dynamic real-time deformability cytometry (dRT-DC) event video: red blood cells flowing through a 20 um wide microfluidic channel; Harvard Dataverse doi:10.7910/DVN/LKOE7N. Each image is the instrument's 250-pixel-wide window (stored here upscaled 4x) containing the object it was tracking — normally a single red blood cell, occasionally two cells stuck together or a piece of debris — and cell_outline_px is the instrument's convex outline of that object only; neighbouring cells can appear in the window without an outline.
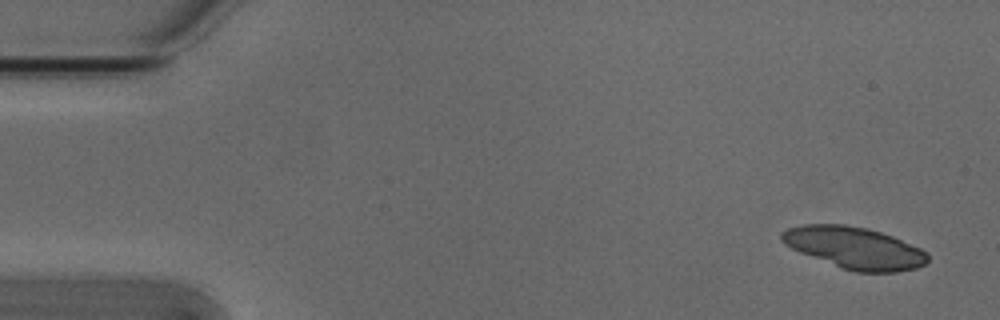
{"species": "Egyptian fruit bat (a non-hibernating species)", "species_latin": "Rousettus aegyptiacus", "temperature_condition": "cold", "stored_images_in_passage": 6, "segment_of_instrument_passage": [1, 2], "camera_frame_rate_fps": 3000, "um_per_image_px": 0.085, "animal": {"sex": "male"}, "frame": {"image": 1, "passage_image": 1, "time_ms": 0.0, "image_size_px": [1000, 320], "cell_outline_px": [[928, 260], [924, 264], [916, 268], [896, 272], [856, 272], [840, 268], [800, 252], [784, 244], [780, 240], [780, 232], [788, 228], [804, 224], [844, 224], [868, 228], [892, 236], [920, 248], [928, 252]], "centroid_in_image_um": [72.61, 21.06], "position_along_channel_um": 12.4, "area_um2": 35.6}}